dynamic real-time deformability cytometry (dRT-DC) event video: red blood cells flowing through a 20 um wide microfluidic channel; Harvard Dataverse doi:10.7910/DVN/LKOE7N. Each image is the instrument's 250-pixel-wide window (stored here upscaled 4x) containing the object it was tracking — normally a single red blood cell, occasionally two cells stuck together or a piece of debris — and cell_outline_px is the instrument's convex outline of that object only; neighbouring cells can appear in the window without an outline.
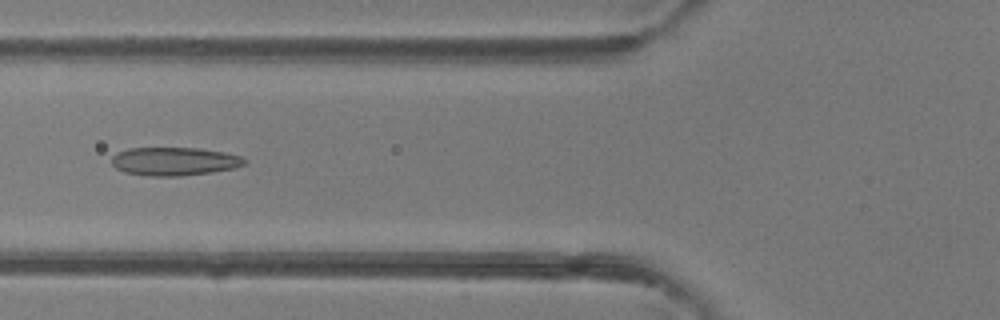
{"species": "common noctule bat (a hibernating species)", "species_latin": "Nyctalus noctula", "temperature_condition": "room temperature", "stored_images_in_passage": 6, "camera_frame_rate_fps": 3000, "um_per_image_px": 0.085, "animal": {"sex": "female"}, "frame": {"image": 1, "passage_image": 6, "time_ms": 1.667, "image_size_px": [1000, 320], "cell_outline_px": [[248, 160], [244, 164], [236, 168], [212, 172], [180, 176], [148, 176], [124, 172], [116, 168], [112, 164], [112, 156], [116, 152], [128, 148], [196, 148], [224, 152], [240, 156]], "centroid_in_image_um": [14.81, 13.72], "position_along_channel_um": 111.0, "area_um2": 22.02}}